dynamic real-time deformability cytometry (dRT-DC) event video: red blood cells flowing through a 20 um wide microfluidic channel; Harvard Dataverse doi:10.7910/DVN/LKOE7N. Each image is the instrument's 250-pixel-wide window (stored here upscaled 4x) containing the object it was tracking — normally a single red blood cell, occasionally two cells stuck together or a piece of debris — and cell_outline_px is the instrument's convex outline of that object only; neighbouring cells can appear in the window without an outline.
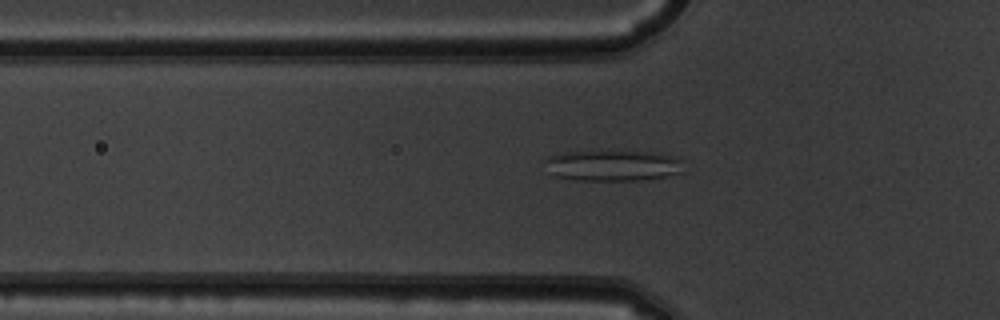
{"species": "common noctule bat (a hibernating species)", "species_latin": "Nyctalus noctula", "temperature_condition": "warm", "stored_images_in_passage": 37, "camera_frame_rate_fps": 3000, "um_per_image_px": 0.085, "animal": {"sex": "male", "body_mass_g": 19.5, "forearm_length_mm": 54.6}, "frame": {"image": 1, "passage_image": 3, "time_ms": 0.667, "image_size_px": [1000, 320], "cell_outline_px": [[684, 172], [664, 176], [636, 180], [576, 180], [556, 176], [540, 160], [548, 156], [564, 152], [600, 148], [652, 152], [676, 156], [680, 160]], "centroid_in_image_um": [52.03, 14.01], "position_along_channel_um": 73.8, "area_um2": 25.95}}
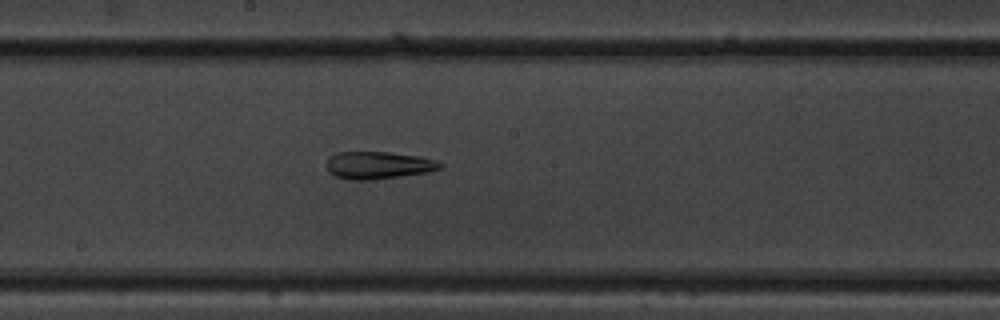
{"frame": {"image": 2, "passage_image": 14, "time_ms": 4.333, "image_size_px": [1000, 320], "cell_outline_px": [[444, 164], [440, 168], [428, 172], [368, 180], [348, 180], [336, 176], [328, 172], [328, 160], [336, 152], [388, 152], [420, 156]], "centroid_in_image_um": [32.14, 14.04], "position_along_channel_um": 216.1, "area_um2": 17.86}}
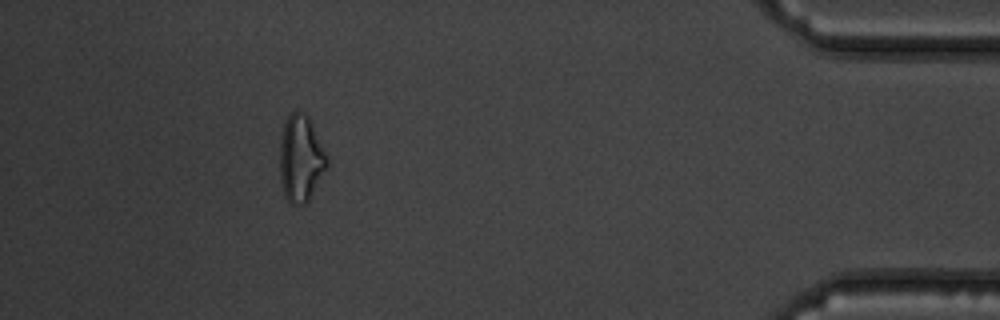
{"frame": {"image": 3, "passage_image": 33, "time_ms": 10.667, "image_size_px": [1000, 320], "cell_outline_px": [[328, 168], [308, 200], [304, 204], [292, 204], [288, 200], [284, 192], [280, 180], [280, 140], [284, 124], [288, 116], [296, 108], [304, 112], [308, 116], [312, 124], [328, 160]], "centroid_in_image_um": [25.56, 13.45], "position_along_channel_um": 409.6, "area_um2": 23.7}}